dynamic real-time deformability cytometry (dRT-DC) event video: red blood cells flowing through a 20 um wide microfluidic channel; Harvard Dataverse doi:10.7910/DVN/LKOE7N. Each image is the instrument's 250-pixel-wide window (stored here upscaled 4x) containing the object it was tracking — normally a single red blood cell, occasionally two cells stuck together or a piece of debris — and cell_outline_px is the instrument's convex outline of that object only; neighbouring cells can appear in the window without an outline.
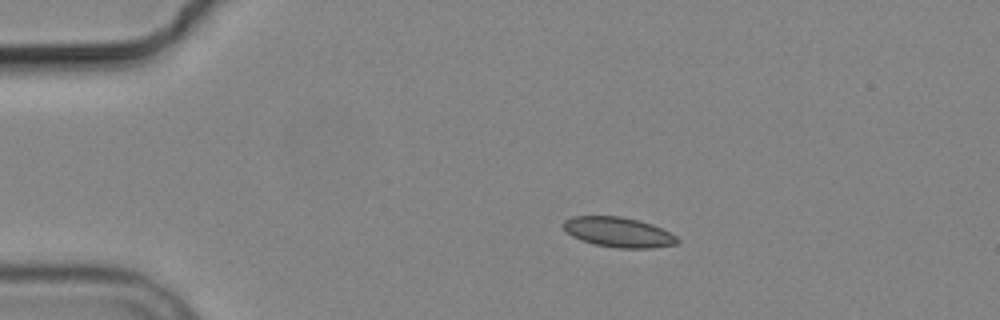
{"species": "common noctule bat (a hibernating species)", "species_latin": "Nyctalus noctula", "temperature_condition": "cold", "stored_images_in_passage": 3, "camera_frame_rate_fps": 3000, "um_per_image_px": 0.085, "animal": {"sex": "male", "body_mass_g": 19.2, "forearm_length_mm": 51.8}, "frame": {"image": 1, "passage_image": 1, "time_ms": 0.0, "image_size_px": [1000, 320], "cell_outline_px": [[680, 244], [652, 248], [616, 248], [596, 244], [580, 240], [572, 236], [564, 228], [564, 220], [572, 216], [620, 216], [640, 220], [652, 224], [676, 236], [680, 240]], "centroid_in_image_um": [52.6, 19.74], "position_along_channel_um": 32.4, "area_um2": 19.94}}
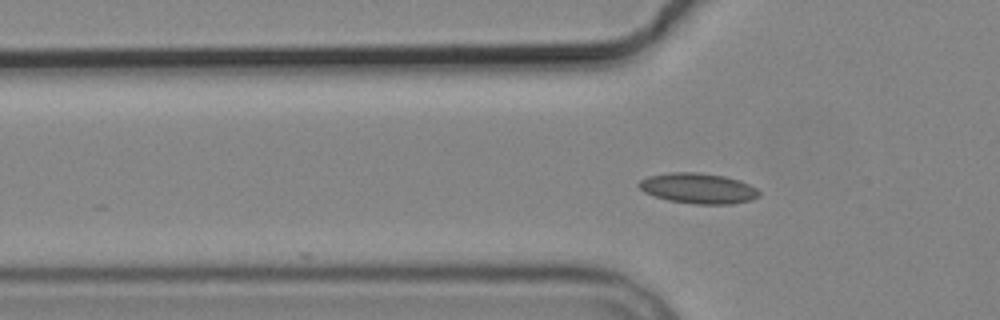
{"frame": {"image": 2, "passage_image": 3, "time_ms": 2.333, "image_size_px": [1000, 320], "cell_outline_px": [[760, 196], [752, 200], [732, 204], [692, 204], [668, 200], [644, 192], [636, 184], [640, 180], [648, 176], [672, 172], [696, 172], [724, 176], [740, 180], [756, 188], [760, 192]], "centroid_in_image_um": [59.36, 16.01], "position_along_channel_um": 66.4, "area_um2": 21.39}}